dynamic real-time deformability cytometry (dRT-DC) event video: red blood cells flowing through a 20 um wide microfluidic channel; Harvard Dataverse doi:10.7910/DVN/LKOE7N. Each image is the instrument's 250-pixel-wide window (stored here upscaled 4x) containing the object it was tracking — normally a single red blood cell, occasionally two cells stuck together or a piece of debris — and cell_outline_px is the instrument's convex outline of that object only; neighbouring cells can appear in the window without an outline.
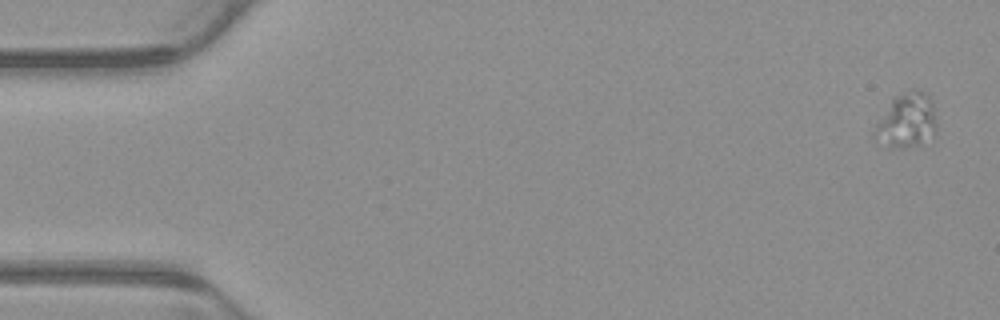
{"species": "common noctule bat (a hibernating species)", "species_latin": "Nyctalus noctula", "temperature_condition": "warm", "stored_images_in_passage": 6, "camera_frame_rate_fps": 3000, "um_per_image_px": 0.085, "animal": {"sex": "male", "body_mass_g": 23.1, "forearm_length_mm": 52.7}, "frame": {"image": 1, "passage_image": 1, "time_ms": 0.0, "image_size_px": [1000, 320], "cell_outline_px": [[936, 132], [920, 144], [904, 148], [888, 148], [872, 136], [872, 132], [876, 124], [892, 96], [912, 88], [920, 88], [932, 100], [936, 124]], "centroid_in_image_um": [77.03, 10.22], "position_along_channel_um": 8.0, "area_um2": 20.17}}
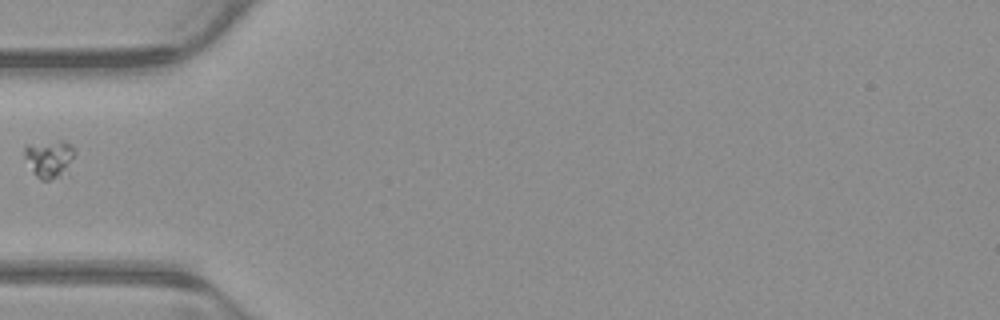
{"frame": {"image": 2, "passage_image": 5, "time_ms": 1.333, "image_size_px": [1000, 320], "cell_outline_px": [[76, 152], [68, 172], [60, 176], [48, 180], [40, 180], [32, 172], [24, 156], [24, 148], [28, 144], [60, 140], [64, 140]], "centroid_in_image_um": [4.2, 13.49], "position_along_channel_um": 80.8, "area_um2": 11.16}}
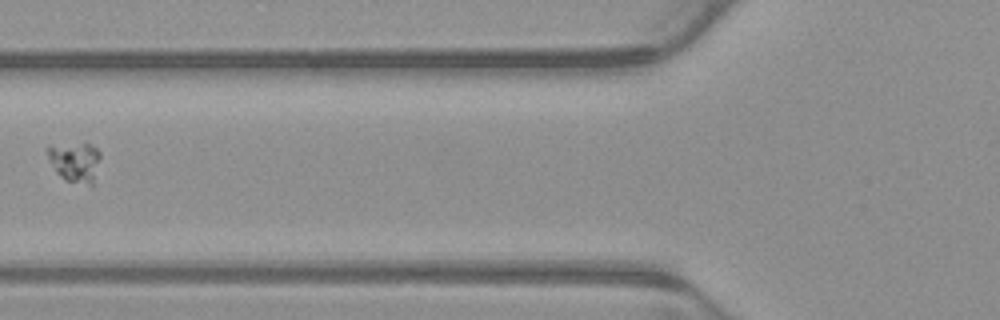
{"frame": {"image": 3, "passage_image": 6, "time_ms": 1.667, "image_size_px": [1000, 320], "cell_outline_px": [[100, 156], [92, 184], [88, 184], [64, 180], [56, 172], [48, 156], [48, 144], [84, 140], [96, 148], [100, 152]], "centroid_in_image_um": [6.35, 13.66], "position_along_channel_um": 119.5, "area_um2": 12.6}}